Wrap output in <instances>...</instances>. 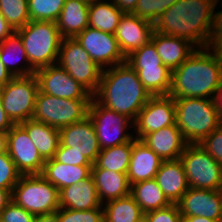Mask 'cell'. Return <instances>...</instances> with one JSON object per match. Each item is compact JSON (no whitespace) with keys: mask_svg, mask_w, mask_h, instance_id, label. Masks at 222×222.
Wrapping results in <instances>:
<instances>
[{"mask_svg":"<svg viewBox=\"0 0 222 222\" xmlns=\"http://www.w3.org/2000/svg\"><path fill=\"white\" fill-rule=\"evenodd\" d=\"M11 199L35 216L51 214L60 208L59 190L42 175H21Z\"/></svg>","mask_w":222,"mask_h":222,"instance_id":"8992f818","label":"cell"},{"mask_svg":"<svg viewBox=\"0 0 222 222\" xmlns=\"http://www.w3.org/2000/svg\"><path fill=\"white\" fill-rule=\"evenodd\" d=\"M0 12L14 31L30 21L28 0H0Z\"/></svg>","mask_w":222,"mask_h":222,"instance_id":"836d02e7","label":"cell"},{"mask_svg":"<svg viewBox=\"0 0 222 222\" xmlns=\"http://www.w3.org/2000/svg\"><path fill=\"white\" fill-rule=\"evenodd\" d=\"M162 162L150 147L134 137L127 171L129 184L154 179Z\"/></svg>","mask_w":222,"mask_h":222,"instance_id":"d6986e66","label":"cell"},{"mask_svg":"<svg viewBox=\"0 0 222 222\" xmlns=\"http://www.w3.org/2000/svg\"><path fill=\"white\" fill-rule=\"evenodd\" d=\"M154 24L133 13H124L115 32L119 49L126 58L151 41Z\"/></svg>","mask_w":222,"mask_h":222,"instance_id":"ac0fdd59","label":"cell"},{"mask_svg":"<svg viewBox=\"0 0 222 222\" xmlns=\"http://www.w3.org/2000/svg\"><path fill=\"white\" fill-rule=\"evenodd\" d=\"M199 145L222 166V124L206 136Z\"/></svg>","mask_w":222,"mask_h":222,"instance_id":"ab89813d","label":"cell"},{"mask_svg":"<svg viewBox=\"0 0 222 222\" xmlns=\"http://www.w3.org/2000/svg\"><path fill=\"white\" fill-rule=\"evenodd\" d=\"M7 153L21 175H41L45 160L34 146L26 130L14 124L7 132Z\"/></svg>","mask_w":222,"mask_h":222,"instance_id":"4fadbf2b","label":"cell"},{"mask_svg":"<svg viewBox=\"0 0 222 222\" xmlns=\"http://www.w3.org/2000/svg\"><path fill=\"white\" fill-rule=\"evenodd\" d=\"M38 92L35 75L14 77L0 88L3 109L14 124L32 119Z\"/></svg>","mask_w":222,"mask_h":222,"instance_id":"30bf717a","label":"cell"},{"mask_svg":"<svg viewBox=\"0 0 222 222\" xmlns=\"http://www.w3.org/2000/svg\"><path fill=\"white\" fill-rule=\"evenodd\" d=\"M151 42L156 47L163 64L172 72L197 48L188 40L153 32Z\"/></svg>","mask_w":222,"mask_h":222,"instance_id":"44dd1931","label":"cell"},{"mask_svg":"<svg viewBox=\"0 0 222 222\" xmlns=\"http://www.w3.org/2000/svg\"><path fill=\"white\" fill-rule=\"evenodd\" d=\"M177 204L182 216L222 220V190L189 187Z\"/></svg>","mask_w":222,"mask_h":222,"instance_id":"e0dca14e","label":"cell"},{"mask_svg":"<svg viewBox=\"0 0 222 222\" xmlns=\"http://www.w3.org/2000/svg\"><path fill=\"white\" fill-rule=\"evenodd\" d=\"M109 1V2H108ZM114 0H101L89 4V26L102 32L115 34L123 16Z\"/></svg>","mask_w":222,"mask_h":222,"instance_id":"f546056e","label":"cell"},{"mask_svg":"<svg viewBox=\"0 0 222 222\" xmlns=\"http://www.w3.org/2000/svg\"><path fill=\"white\" fill-rule=\"evenodd\" d=\"M14 30L8 24L6 19L3 17L2 13L0 12V42H3L8 36H10Z\"/></svg>","mask_w":222,"mask_h":222,"instance_id":"c3c4849f","label":"cell"},{"mask_svg":"<svg viewBox=\"0 0 222 222\" xmlns=\"http://www.w3.org/2000/svg\"><path fill=\"white\" fill-rule=\"evenodd\" d=\"M8 138L7 132L0 131V154L7 152Z\"/></svg>","mask_w":222,"mask_h":222,"instance_id":"11a10c76","label":"cell"},{"mask_svg":"<svg viewBox=\"0 0 222 222\" xmlns=\"http://www.w3.org/2000/svg\"><path fill=\"white\" fill-rule=\"evenodd\" d=\"M207 47L214 53L217 60L222 64V38H214Z\"/></svg>","mask_w":222,"mask_h":222,"instance_id":"7dc6e473","label":"cell"},{"mask_svg":"<svg viewBox=\"0 0 222 222\" xmlns=\"http://www.w3.org/2000/svg\"><path fill=\"white\" fill-rule=\"evenodd\" d=\"M130 195L134 198L144 214L166 208L172 204L158 186L155 179L132 184Z\"/></svg>","mask_w":222,"mask_h":222,"instance_id":"f1b7e54d","label":"cell"},{"mask_svg":"<svg viewBox=\"0 0 222 222\" xmlns=\"http://www.w3.org/2000/svg\"><path fill=\"white\" fill-rule=\"evenodd\" d=\"M91 176L94 179L98 198L102 205L104 202L130 195L131 185L127 173L113 172L107 169H91Z\"/></svg>","mask_w":222,"mask_h":222,"instance_id":"d4e9b609","label":"cell"},{"mask_svg":"<svg viewBox=\"0 0 222 222\" xmlns=\"http://www.w3.org/2000/svg\"><path fill=\"white\" fill-rule=\"evenodd\" d=\"M34 222H58V210L51 214L38 215Z\"/></svg>","mask_w":222,"mask_h":222,"instance_id":"f5cc1de1","label":"cell"},{"mask_svg":"<svg viewBox=\"0 0 222 222\" xmlns=\"http://www.w3.org/2000/svg\"><path fill=\"white\" fill-rule=\"evenodd\" d=\"M219 0H178L156 20L154 31L206 48L213 12Z\"/></svg>","mask_w":222,"mask_h":222,"instance_id":"6da1fadb","label":"cell"},{"mask_svg":"<svg viewBox=\"0 0 222 222\" xmlns=\"http://www.w3.org/2000/svg\"><path fill=\"white\" fill-rule=\"evenodd\" d=\"M76 40L102 69L126 62L114 34L88 26Z\"/></svg>","mask_w":222,"mask_h":222,"instance_id":"5bb4252c","label":"cell"},{"mask_svg":"<svg viewBox=\"0 0 222 222\" xmlns=\"http://www.w3.org/2000/svg\"><path fill=\"white\" fill-rule=\"evenodd\" d=\"M57 64L92 96L98 91L103 69L92 60L76 38H63Z\"/></svg>","mask_w":222,"mask_h":222,"instance_id":"ba28073f","label":"cell"},{"mask_svg":"<svg viewBox=\"0 0 222 222\" xmlns=\"http://www.w3.org/2000/svg\"><path fill=\"white\" fill-rule=\"evenodd\" d=\"M151 96L168 95L172 72L168 68H133Z\"/></svg>","mask_w":222,"mask_h":222,"instance_id":"d6a6232c","label":"cell"},{"mask_svg":"<svg viewBox=\"0 0 222 222\" xmlns=\"http://www.w3.org/2000/svg\"><path fill=\"white\" fill-rule=\"evenodd\" d=\"M0 59L13 77L34 75L36 71L29 64L21 38L15 31L3 42H0ZM20 62H23V64L25 62V65L19 64L18 66Z\"/></svg>","mask_w":222,"mask_h":222,"instance_id":"484cf974","label":"cell"},{"mask_svg":"<svg viewBox=\"0 0 222 222\" xmlns=\"http://www.w3.org/2000/svg\"><path fill=\"white\" fill-rule=\"evenodd\" d=\"M174 102L176 126L188 144H199L222 124L213 99L177 98Z\"/></svg>","mask_w":222,"mask_h":222,"instance_id":"277c9868","label":"cell"},{"mask_svg":"<svg viewBox=\"0 0 222 222\" xmlns=\"http://www.w3.org/2000/svg\"><path fill=\"white\" fill-rule=\"evenodd\" d=\"M54 159L65 165L93 166V164L82 154L70 150V147L59 144Z\"/></svg>","mask_w":222,"mask_h":222,"instance_id":"b9f144b4","label":"cell"},{"mask_svg":"<svg viewBox=\"0 0 222 222\" xmlns=\"http://www.w3.org/2000/svg\"><path fill=\"white\" fill-rule=\"evenodd\" d=\"M154 179L172 204H177L189 188L180 159L163 161Z\"/></svg>","mask_w":222,"mask_h":222,"instance_id":"7402d4cb","label":"cell"},{"mask_svg":"<svg viewBox=\"0 0 222 222\" xmlns=\"http://www.w3.org/2000/svg\"><path fill=\"white\" fill-rule=\"evenodd\" d=\"M91 167L65 165L52 158L45 160L41 175L60 190L89 178L91 176Z\"/></svg>","mask_w":222,"mask_h":222,"instance_id":"4316f807","label":"cell"},{"mask_svg":"<svg viewBox=\"0 0 222 222\" xmlns=\"http://www.w3.org/2000/svg\"><path fill=\"white\" fill-rule=\"evenodd\" d=\"M60 145L84 155L92 164L96 162L101 149L94 125L89 117L78 123L59 129Z\"/></svg>","mask_w":222,"mask_h":222,"instance_id":"2e32d148","label":"cell"},{"mask_svg":"<svg viewBox=\"0 0 222 222\" xmlns=\"http://www.w3.org/2000/svg\"><path fill=\"white\" fill-rule=\"evenodd\" d=\"M176 124L175 102L170 95L151 96L134 121L136 139Z\"/></svg>","mask_w":222,"mask_h":222,"instance_id":"7c38bea8","label":"cell"},{"mask_svg":"<svg viewBox=\"0 0 222 222\" xmlns=\"http://www.w3.org/2000/svg\"><path fill=\"white\" fill-rule=\"evenodd\" d=\"M183 222H222V220H214L202 216H182Z\"/></svg>","mask_w":222,"mask_h":222,"instance_id":"db71d44e","label":"cell"},{"mask_svg":"<svg viewBox=\"0 0 222 222\" xmlns=\"http://www.w3.org/2000/svg\"><path fill=\"white\" fill-rule=\"evenodd\" d=\"M213 102L220 119L222 120V79L213 96Z\"/></svg>","mask_w":222,"mask_h":222,"instance_id":"681fc988","label":"cell"},{"mask_svg":"<svg viewBox=\"0 0 222 222\" xmlns=\"http://www.w3.org/2000/svg\"><path fill=\"white\" fill-rule=\"evenodd\" d=\"M126 63L132 68H167L151 41L127 56Z\"/></svg>","mask_w":222,"mask_h":222,"instance_id":"d590c367","label":"cell"},{"mask_svg":"<svg viewBox=\"0 0 222 222\" xmlns=\"http://www.w3.org/2000/svg\"><path fill=\"white\" fill-rule=\"evenodd\" d=\"M132 146L133 139L127 143L101 149L91 169H107L113 172L127 173Z\"/></svg>","mask_w":222,"mask_h":222,"instance_id":"4dcf8cb0","label":"cell"},{"mask_svg":"<svg viewBox=\"0 0 222 222\" xmlns=\"http://www.w3.org/2000/svg\"><path fill=\"white\" fill-rule=\"evenodd\" d=\"M58 222H104L103 207L90 210L58 209Z\"/></svg>","mask_w":222,"mask_h":222,"instance_id":"74e56055","label":"cell"},{"mask_svg":"<svg viewBox=\"0 0 222 222\" xmlns=\"http://www.w3.org/2000/svg\"><path fill=\"white\" fill-rule=\"evenodd\" d=\"M89 4L85 0H65L56 21L63 38H76L89 26Z\"/></svg>","mask_w":222,"mask_h":222,"instance_id":"cb8c5ba5","label":"cell"},{"mask_svg":"<svg viewBox=\"0 0 222 222\" xmlns=\"http://www.w3.org/2000/svg\"><path fill=\"white\" fill-rule=\"evenodd\" d=\"M88 117L94 125L100 149L127 143L134 138L126 131L127 127H134V122L101 105L94 97L89 106Z\"/></svg>","mask_w":222,"mask_h":222,"instance_id":"8fae6325","label":"cell"},{"mask_svg":"<svg viewBox=\"0 0 222 222\" xmlns=\"http://www.w3.org/2000/svg\"><path fill=\"white\" fill-rule=\"evenodd\" d=\"M14 123L11 119L7 116L6 111L3 109L1 96H0V131L8 132Z\"/></svg>","mask_w":222,"mask_h":222,"instance_id":"f6af8a7d","label":"cell"},{"mask_svg":"<svg viewBox=\"0 0 222 222\" xmlns=\"http://www.w3.org/2000/svg\"><path fill=\"white\" fill-rule=\"evenodd\" d=\"M93 97L101 105L134 122L151 95L144 88L136 71L124 62L103 69L98 91Z\"/></svg>","mask_w":222,"mask_h":222,"instance_id":"7a4b0ae2","label":"cell"},{"mask_svg":"<svg viewBox=\"0 0 222 222\" xmlns=\"http://www.w3.org/2000/svg\"><path fill=\"white\" fill-rule=\"evenodd\" d=\"M176 1L178 0H138L133 14L154 24Z\"/></svg>","mask_w":222,"mask_h":222,"instance_id":"8d00e7d4","label":"cell"},{"mask_svg":"<svg viewBox=\"0 0 222 222\" xmlns=\"http://www.w3.org/2000/svg\"><path fill=\"white\" fill-rule=\"evenodd\" d=\"M190 188L222 190V166L199 144H187L179 157Z\"/></svg>","mask_w":222,"mask_h":222,"instance_id":"9c48e42d","label":"cell"},{"mask_svg":"<svg viewBox=\"0 0 222 222\" xmlns=\"http://www.w3.org/2000/svg\"><path fill=\"white\" fill-rule=\"evenodd\" d=\"M104 222H137L144 213L131 195L104 203Z\"/></svg>","mask_w":222,"mask_h":222,"instance_id":"1f68e13d","label":"cell"},{"mask_svg":"<svg viewBox=\"0 0 222 222\" xmlns=\"http://www.w3.org/2000/svg\"><path fill=\"white\" fill-rule=\"evenodd\" d=\"M222 79V64L208 48H197L177 69L172 71V98L212 99Z\"/></svg>","mask_w":222,"mask_h":222,"instance_id":"3957f363","label":"cell"},{"mask_svg":"<svg viewBox=\"0 0 222 222\" xmlns=\"http://www.w3.org/2000/svg\"><path fill=\"white\" fill-rule=\"evenodd\" d=\"M91 100L58 98L38 92L32 119L60 129L85 120Z\"/></svg>","mask_w":222,"mask_h":222,"instance_id":"52a82bcc","label":"cell"},{"mask_svg":"<svg viewBox=\"0 0 222 222\" xmlns=\"http://www.w3.org/2000/svg\"><path fill=\"white\" fill-rule=\"evenodd\" d=\"M19 124L26 130L29 138L44 160L54 158L60 144L58 128L34 119H29Z\"/></svg>","mask_w":222,"mask_h":222,"instance_id":"83f0119b","label":"cell"},{"mask_svg":"<svg viewBox=\"0 0 222 222\" xmlns=\"http://www.w3.org/2000/svg\"><path fill=\"white\" fill-rule=\"evenodd\" d=\"M15 32L20 36L29 64L35 70L57 63L63 37L56 22L29 21Z\"/></svg>","mask_w":222,"mask_h":222,"instance_id":"5b68a950","label":"cell"},{"mask_svg":"<svg viewBox=\"0 0 222 222\" xmlns=\"http://www.w3.org/2000/svg\"><path fill=\"white\" fill-rule=\"evenodd\" d=\"M20 176L21 174L17 171L9 154L7 152L0 154V189H7L12 192Z\"/></svg>","mask_w":222,"mask_h":222,"instance_id":"f35d334b","label":"cell"},{"mask_svg":"<svg viewBox=\"0 0 222 222\" xmlns=\"http://www.w3.org/2000/svg\"><path fill=\"white\" fill-rule=\"evenodd\" d=\"M14 77L10 74L0 59V88L7 82H10Z\"/></svg>","mask_w":222,"mask_h":222,"instance_id":"816d5d0a","label":"cell"},{"mask_svg":"<svg viewBox=\"0 0 222 222\" xmlns=\"http://www.w3.org/2000/svg\"><path fill=\"white\" fill-rule=\"evenodd\" d=\"M137 222H149V220L145 215H143Z\"/></svg>","mask_w":222,"mask_h":222,"instance_id":"9f6ffc18","label":"cell"},{"mask_svg":"<svg viewBox=\"0 0 222 222\" xmlns=\"http://www.w3.org/2000/svg\"><path fill=\"white\" fill-rule=\"evenodd\" d=\"M11 191L7 189H0V216L1 212L11 202Z\"/></svg>","mask_w":222,"mask_h":222,"instance_id":"f907efd6","label":"cell"},{"mask_svg":"<svg viewBox=\"0 0 222 222\" xmlns=\"http://www.w3.org/2000/svg\"><path fill=\"white\" fill-rule=\"evenodd\" d=\"M35 215L16 205L12 200L1 212L0 222H34Z\"/></svg>","mask_w":222,"mask_h":222,"instance_id":"60d3db41","label":"cell"},{"mask_svg":"<svg viewBox=\"0 0 222 222\" xmlns=\"http://www.w3.org/2000/svg\"><path fill=\"white\" fill-rule=\"evenodd\" d=\"M87 1L88 3H91V2H96V1H100V0H85Z\"/></svg>","mask_w":222,"mask_h":222,"instance_id":"6f0895ef","label":"cell"},{"mask_svg":"<svg viewBox=\"0 0 222 222\" xmlns=\"http://www.w3.org/2000/svg\"><path fill=\"white\" fill-rule=\"evenodd\" d=\"M214 38H222V10L215 13L214 9L211 30L208 37V44Z\"/></svg>","mask_w":222,"mask_h":222,"instance_id":"ee69618b","label":"cell"},{"mask_svg":"<svg viewBox=\"0 0 222 222\" xmlns=\"http://www.w3.org/2000/svg\"><path fill=\"white\" fill-rule=\"evenodd\" d=\"M37 78L39 92L65 99H92L93 96L57 63L39 68Z\"/></svg>","mask_w":222,"mask_h":222,"instance_id":"9a60e30c","label":"cell"},{"mask_svg":"<svg viewBox=\"0 0 222 222\" xmlns=\"http://www.w3.org/2000/svg\"><path fill=\"white\" fill-rule=\"evenodd\" d=\"M138 0H114L115 5L124 13H133Z\"/></svg>","mask_w":222,"mask_h":222,"instance_id":"bcb514c9","label":"cell"},{"mask_svg":"<svg viewBox=\"0 0 222 222\" xmlns=\"http://www.w3.org/2000/svg\"><path fill=\"white\" fill-rule=\"evenodd\" d=\"M65 0H28L30 21L56 22Z\"/></svg>","mask_w":222,"mask_h":222,"instance_id":"e575fe53","label":"cell"},{"mask_svg":"<svg viewBox=\"0 0 222 222\" xmlns=\"http://www.w3.org/2000/svg\"><path fill=\"white\" fill-rule=\"evenodd\" d=\"M60 208L90 210L102 207L92 176L83 182L59 190Z\"/></svg>","mask_w":222,"mask_h":222,"instance_id":"603a6c76","label":"cell"},{"mask_svg":"<svg viewBox=\"0 0 222 222\" xmlns=\"http://www.w3.org/2000/svg\"><path fill=\"white\" fill-rule=\"evenodd\" d=\"M141 141L163 161L179 159L188 144L176 124L146 134Z\"/></svg>","mask_w":222,"mask_h":222,"instance_id":"ffe728a7","label":"cell"},{"mask_svg":"<svg viewBox=\"0 0 222 222\" xmlns=\"http://www.w3.org/2000/svg\"><path fill=\"white\" fill-rule=\"evenodd\" d=\"M149 222H183L178 204L144 214Z\"/></svg>","mask_w":222,"mask_h":222,"instance_id":"7bdbcfd3","label":"cell"}]
</instances>
